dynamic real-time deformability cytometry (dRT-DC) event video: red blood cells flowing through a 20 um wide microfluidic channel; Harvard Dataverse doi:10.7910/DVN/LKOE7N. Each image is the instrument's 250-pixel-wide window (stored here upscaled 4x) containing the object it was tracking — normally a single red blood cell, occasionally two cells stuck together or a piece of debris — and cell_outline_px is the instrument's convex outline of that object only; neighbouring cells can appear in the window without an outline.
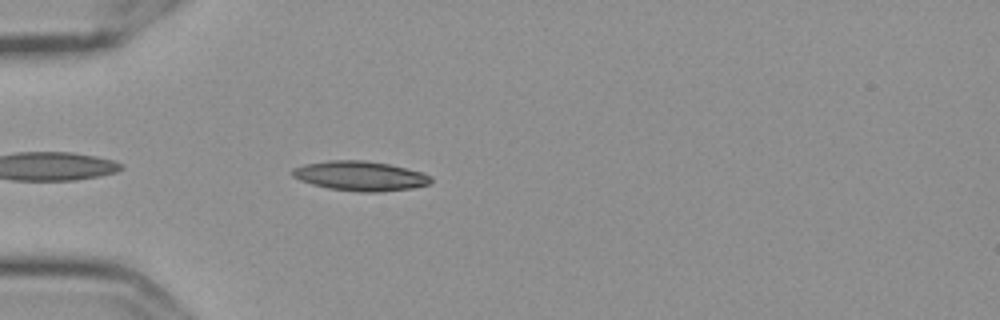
{"species": "Egyptian fruit bat (a non-hibernating species)", "species_latin": "Rousettus aegyptiacus", "temperature_condition": "cold", "stored_images_in_passage": 43, "camera_frame_rate_fps": 3000, "um_per_image_px": 0.085, "frame": {"image": 1, "passage_image": 3, "time_ms": 0.667, "image_size_px": [1000, 320], "cell_outline_px": [[432, 180], [428, 184], [412, 188], [380, 192], [356, 192], [328, 188], [312, 184], [300, 180], [292, 176], [288, 172], [292, 168], [304, 164], [332, 160], [364, 160], [388, 164], [420, 172], [432, 176]], "centroid_in_image_um": [30.56, 14.96], "position_along_channel_um": 54.4, "area_um2": 23.93}}
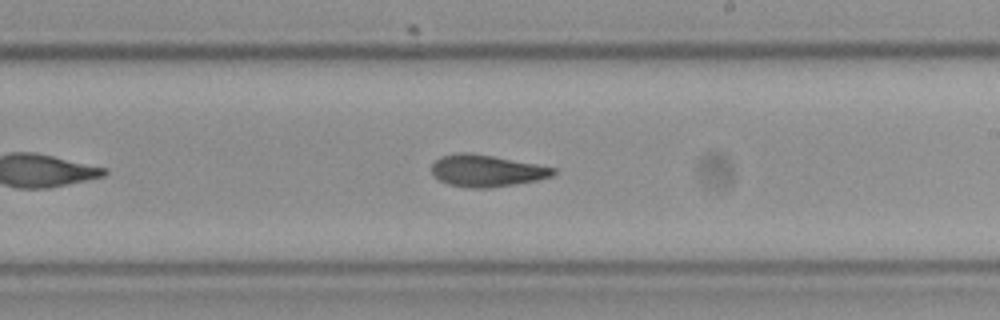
{"frame": {"image": 2, "passage_image": 20, "time_ms": 6.333, "image_size_px": [1000, 320], "cell_outline_px": [[556, 172], [552, 176], [536, 180], [488, 188], [468, 188], [448, 184], [432, 176], [432, 164], [440, 156], [460, 152], [472, 152], [556, 168]], "centroid_in_image_um": [41.31, 14.5], "position_along_channel_um": 247.7, "area_um2": 22.48}}
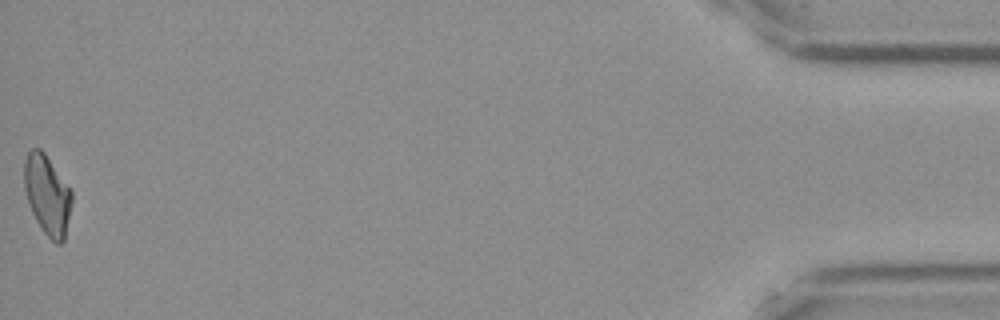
{"frame": {"image": 3, "passage_image": 43, "time_ms": 14.0, "image_size_px": [1000, 320], "cell_outline_px": [[72, 200], [64, 240], [60, 244], [56, 244], [40, 228], [28, 204], [24, 188], [24, 160], [28, 152], [32, 148], [40, 148], [44, 152], [72, 192]], "centroid_in_image_um": [4.0, 16.56], "position_along_channel_um": 431.2, "area_um2": 21.91}, "authors_computed_cell_mechanics": {"area_um2": 22.6576, "velocity_mm_per_s": 3.5844, "shape_relaxation_time_tau1_ms": 5.6736, "shape_relaxation_time_tau2_ms": 3.5481, "deformation_change_tau1": 0.1452, "deformation_change_tau2": 0.091}}